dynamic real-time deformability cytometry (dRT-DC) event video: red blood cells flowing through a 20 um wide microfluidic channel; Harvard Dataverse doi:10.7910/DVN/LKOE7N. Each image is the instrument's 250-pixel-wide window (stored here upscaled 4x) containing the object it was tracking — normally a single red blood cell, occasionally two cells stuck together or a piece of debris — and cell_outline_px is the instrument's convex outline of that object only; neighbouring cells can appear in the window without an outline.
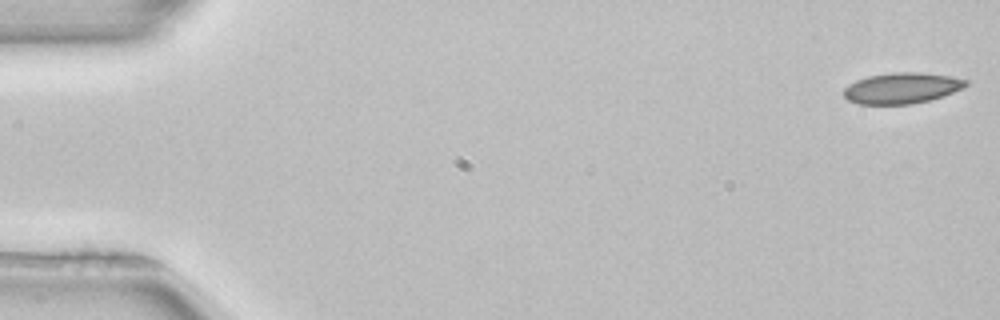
{"species": "common noctule bat (a hibernating species)", "species_latin": "Nyctalus noctula", "temperature_condition": "room temperature", "stored_images_in_passage": 52, "camera_frame_rate_fps": 3000, "um_per_image_px": 0.085, "animal": {"sex": "female", "body_mass_g": 22.7, "forearm_length_mm": 54.2}, "frame": {"image": 1, "passage_image": 1, "time_ms": 0.0, "image_size_px": [1000, 320], "cell_outline_px": [[968, 84], [964, 88], [944, 96], [912, 104], [860, 104], [848, 100], [844, 96], [844, 88], [848, 84], [856, 80], [868, 76], [892, 72], [920, 72], [948, 76], [968, 80]], "centroid_in_image_um": [76.66, 7.48], "position_along_channel_um": 8.3, "area_um2": 22.02}}
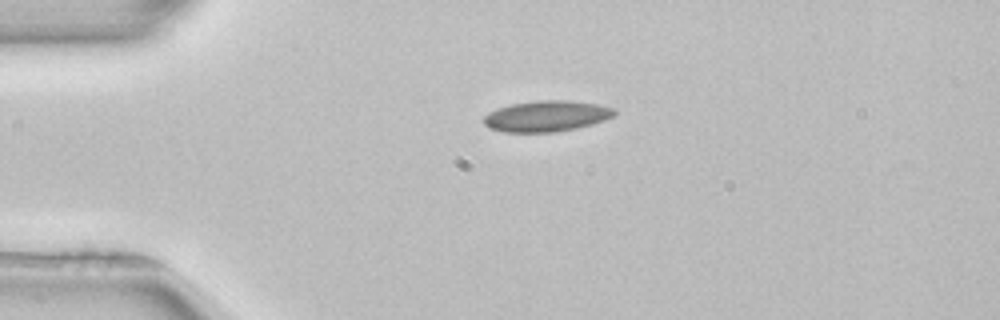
{"frame": {"image": 2, "passage_image": 12, "time_ms": 3.667, "image_size_px": [1000, 320], "cell_outline_px": [[616, 112], [612, 116], [604, 120], [592, 124], [576, 128], [556, 132], [504, 132], [488, 128], [484, 124], [484, 116], [488, 112], [512, 104], [536, 100], [568, 100], [596, 104], [616, 108]], "centroid_in_image_um": [46.45, 9.87], "position_along_channel_um": 38.6, "area_um2": 23.52}}
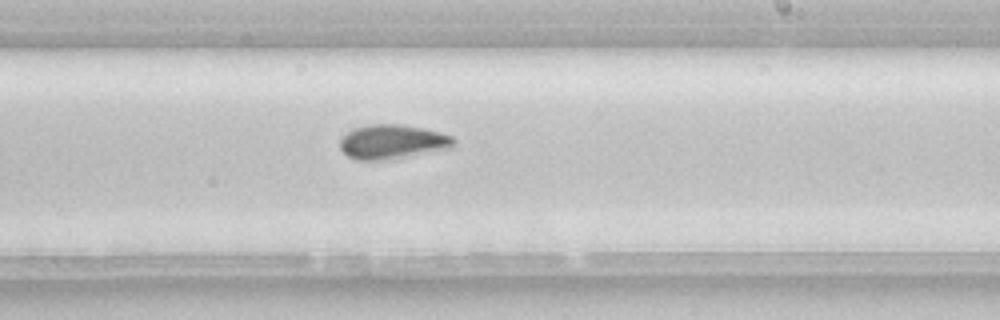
{"frame": {"image": 3, "passage_image": 31, "time_ms": 10.0, "image_size_px": [1000, 320], "cell_outline_px": [[456, 144], [452, 148], [380, 160], [356, 160], [348, 156], [340, 148], [340, 140], [348, 132], [356, 128], [368, 124], [400, 124], [424, 128], [440, 132], [452, 136], [456, 140]], "centroid_in_image_um": [33.38, 12.04], "position_along_channel_um": 255.6, "area_um2": 22.54}, "authors_computed_cell_mechanics": {"area_um2": 22.1952, "velocity_mm_per_s": 3.9434, "shape_relaxation_time_tau1_ms": 8.8986, "shape_relaxation_time_tau2_ms": null, "deformation_change_tau1": 0.174, "deformation_change_tau2": null}}